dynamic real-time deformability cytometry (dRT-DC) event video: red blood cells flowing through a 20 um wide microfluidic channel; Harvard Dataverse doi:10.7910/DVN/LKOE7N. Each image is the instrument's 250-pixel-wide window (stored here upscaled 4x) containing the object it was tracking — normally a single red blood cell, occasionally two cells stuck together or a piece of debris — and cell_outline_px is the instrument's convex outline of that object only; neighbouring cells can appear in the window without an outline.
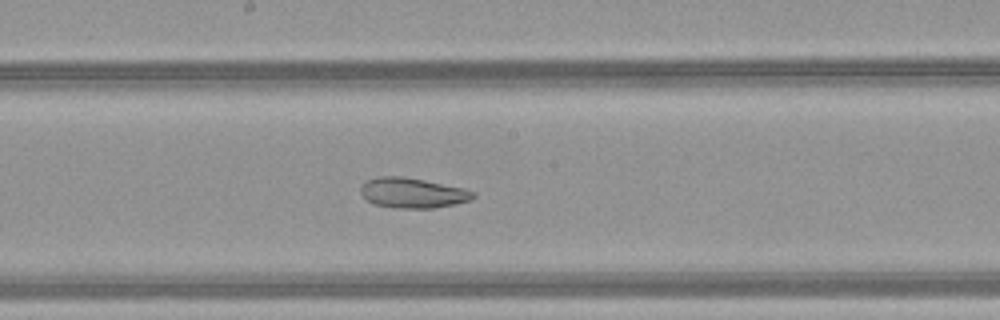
{"species": "common noctule bat (a hibernating species)", "species_latin": "Nyctalus noctula", "temperature_condition": "warm", "stored_images_in_passage": 48, "camera_frame_rate_fps": 3000, "um_per_image_px": 0.085, "animal": {"sex": "female", "body_mass_g": 21.9}, "frame": {"image": 1, "passage_image": 26, "time_ms": 8.333, "image_size_px": [1000, 320], "cell_outline_px": [[476, 196], [472, 200], [456, 204], [436, 208], [392, 208], [372, 204], [360, 192], [360, 188], [368, 180], [380, 176], [404, 176], [464, 188], [476, 192]], "centroid_in_image_um": [35.11, 16.41], "position_along_channel_um": 213.1, "area_um2": 19.94}}
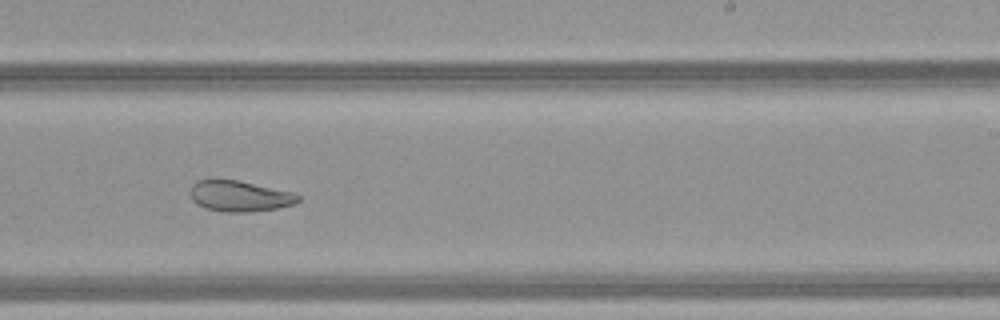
{"frame": {"image": 2, "passage_image": 30, "time_ms": 9.667, "image_size_px": [1000, 320], "cell_outline_px": [[300, 200], [296, 204], [276, 208], [248, 212], [224, 212], [208, 208], [196, 204], [192, 200], [192, 184], [196, 180], [240, 180], [292, 192], [300, 196]], "centroid_in_image_um": [20.4, 16.67], "position_along_channel_um": 268.6, "area_um2": 19.25}}
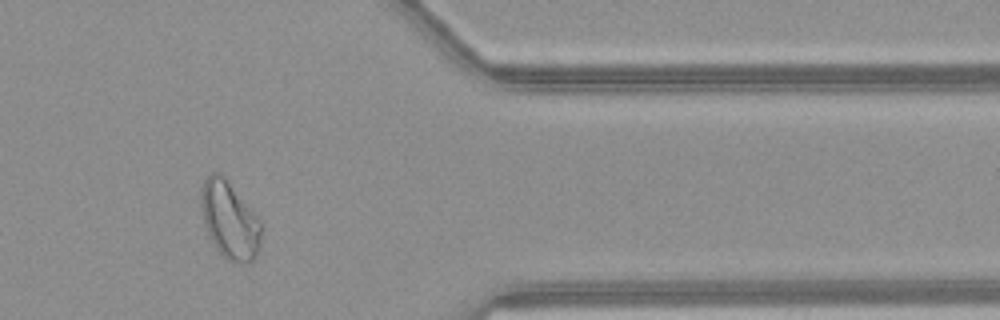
{"frame": {"image": 3, "passage_image": 40, "time_ms": 13.0, "image_size_px": [1000, 320], "cell_outline_px": [[260, 244], [256, 256], [252, 260], [244, 264], [240, 264], [228, 260], [216, 248], [208, 232], [200, 208], [200, 196], [204, 180], [212, 172], [220, 172], [224, 176], [260, 220]], "centroid_in_image_um": [19.5, 18.7], "position_along_channel_um": 391.9, "area_um2": 26.7}, "authors_computed_cell_mechanics": {"area_um2": 27.744, "velocity_mm_per_s": 4.1943, "shape_relaxation_time_tau1_ms": null, "shape_relaxation_time_tau2_ms": 3.0625, "deformation_change_tau1": null, "deformation_change_tau2": 0.0985}}